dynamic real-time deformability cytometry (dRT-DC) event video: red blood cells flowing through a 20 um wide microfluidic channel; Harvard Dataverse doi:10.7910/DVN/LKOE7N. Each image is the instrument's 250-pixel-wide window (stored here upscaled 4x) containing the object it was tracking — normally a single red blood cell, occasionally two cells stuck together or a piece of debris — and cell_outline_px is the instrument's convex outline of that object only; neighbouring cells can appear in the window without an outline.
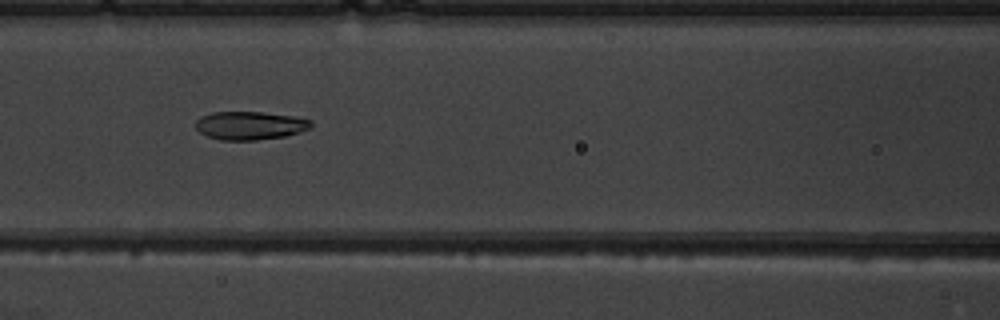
{"species": "common noctule bat (a hibernating species)", "species_latin": "Nyctalus noctula", "temperature_condition": "warm", "stored_images_in_passage": 9, "camera_frame_rate_fps": 3000, "um_per_image_px": 0.085, "animal": {"sex": "male", "body_mass_g": 19.5, "forearm_length_mm": 54.6}, "frame": {"image": 1, "passage_image": 7, "time_ms": 6.667, "image_size_px": [1000, 320], "cell_outline_px": [[312, 128], [300, 132], [284, 136], [256, 140], [220, 140], [208, 136], [200, 132], [196, 128], [196, 120], [200, 116], [212, 112], [260, 112], [296, 116], [312, 120]], "centroid_in_image_um": [21.27, 10.66], "position_along_channel_um": 145.3, "area_um2": 19.13}}
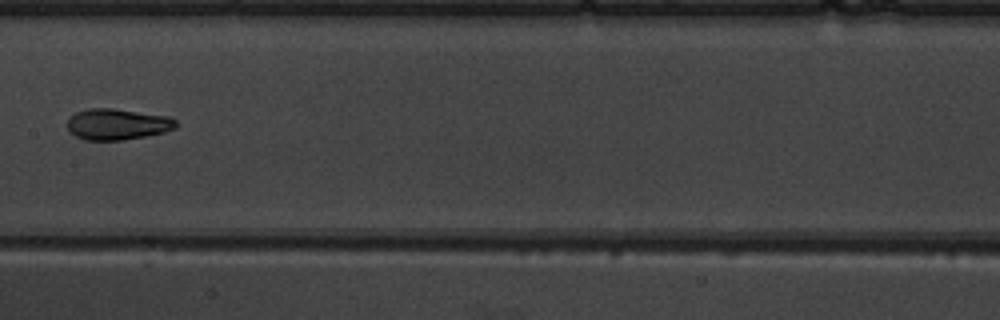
{"frame": {"image": 2, "passage_image": 8, "time_ms": 8.0, "image_size_px": [1000, 320], "cell_outline_px": [[176, 128], [164, 132], [148, 136], [124, 140], [84, 140], [76, 136], [68, 128], [68, 120], [76, 112], [88, 108], [112, 108], [172, 116], [176, 120]], "centroid_in_image_um": [10.03, 10.56], "position_along_channel_um": 197.4, "area_um2": 19.83}}
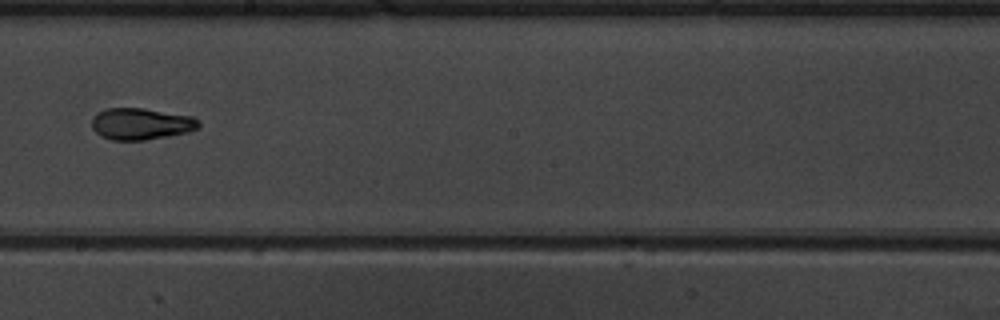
{"frame": {"image": 3, "passage_image": 9, "time_ms": 9.0, "image_size_px": [1000, 320], "cell_outline_px": [[200, 128], [188, 132], [168, 136], [144, 140], [112, 140], [96, 132], [92, 128], [92, 116], [96, 112], [104, 108], [144, 108], [192, 116], [200, 124]], "centroid_in_image_um": [11.97, 10.51], "position_along_channel_um": 236.2, "area_um2": 19.77}}